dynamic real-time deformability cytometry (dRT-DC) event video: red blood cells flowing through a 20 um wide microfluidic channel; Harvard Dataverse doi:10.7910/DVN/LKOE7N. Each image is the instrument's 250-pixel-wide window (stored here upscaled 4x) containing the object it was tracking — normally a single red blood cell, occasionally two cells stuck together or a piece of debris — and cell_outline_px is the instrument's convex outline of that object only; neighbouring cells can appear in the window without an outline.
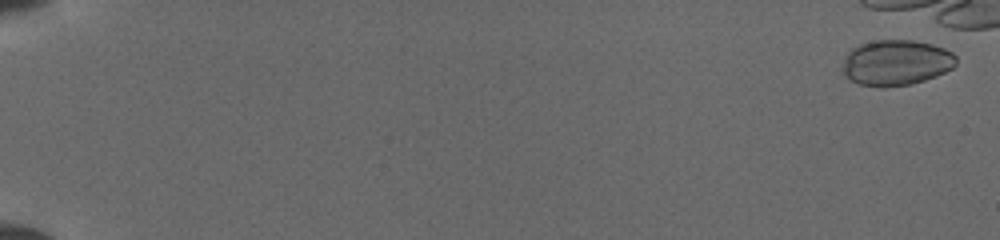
{"species": "common noctule bat (a hibernating species)", "species_latin": "Nyctalus noctula", "temperature_condition": "cold", "stored_images_in_passage": 8, "camera_frame_rate_fps": 3000, "um_per_image_px": 0.085, "animal": {"sex": "female", "body_mass_g": 19.5, "forearm_length_mm": 54.1}, "frame": {"image": 1, "passage_image": 2, "time_ms": 0.333, "image_size_px": [1000, 240], "cell_outline_px": [[956, 64], [952, 68], [936, 76], [912, 84], [884, 88], [860, 84], [852, 80], [844, 72], [844, 60], [848, 52], [852, 48], [860, 44], [876, 40], [912, 40], [932, 44], [944, 48], [952, 52], [956, 56]], "centroid_in_image_um": [76.2, 5.32], "position_along_channel_um": 8.8, "area_um2": 30.06}}